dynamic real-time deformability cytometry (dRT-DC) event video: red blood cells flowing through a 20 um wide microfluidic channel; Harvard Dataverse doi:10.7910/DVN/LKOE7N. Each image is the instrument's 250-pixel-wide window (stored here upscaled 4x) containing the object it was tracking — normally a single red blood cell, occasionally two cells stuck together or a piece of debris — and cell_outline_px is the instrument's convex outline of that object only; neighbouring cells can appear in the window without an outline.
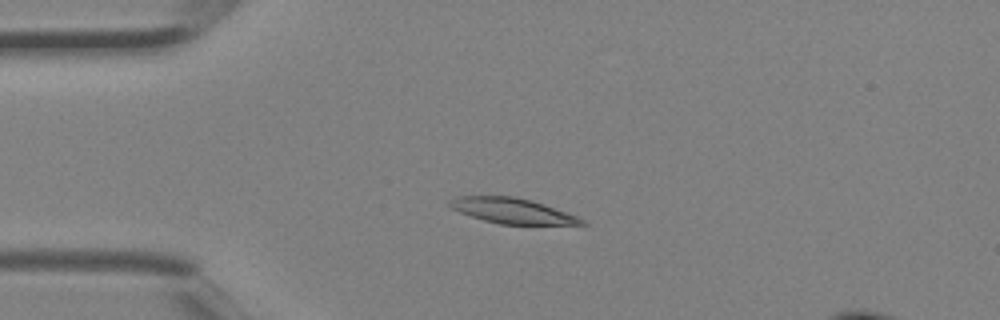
{"species": "Egyptian fruit bat (a non-hibernating species)", "species_latin": "Rousettus aegyptiacus", "temperature_condition": "room temperature", "stored_images_in_passage": 3, "camera_frame_rate_fps": 3000, "um_per_image_px": 0.085, "animal": {"sex": "female"}, "frame": {"image": 1, "passage_image": 3, "time_ms": 0.667, "image_size_px": [1000, 320], "cell_outline_px": [[588, 224], [500, 224], [484, 220], [460, 212], [444, 204], [448, 200], [456, 196], [516, 196], [532, 200], [544, 204], [576, 216], [584, 220]], "centroid_in_image_um": [43.47, 17.9], "position_along_channel_um": 41.5, "area_um2": 19.36}}